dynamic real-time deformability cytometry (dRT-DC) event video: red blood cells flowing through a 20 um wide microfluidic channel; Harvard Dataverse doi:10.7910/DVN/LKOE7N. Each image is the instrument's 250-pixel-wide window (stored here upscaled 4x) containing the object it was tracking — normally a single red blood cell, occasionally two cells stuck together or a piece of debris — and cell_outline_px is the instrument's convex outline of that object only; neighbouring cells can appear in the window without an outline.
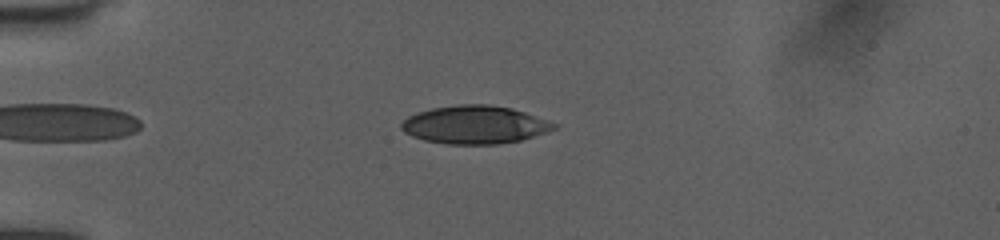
{"species": "human", "species_latin": "Homo sapiens", "temperature_condition": "room temperature", "stored_images_in_passage": 43, "camera_frame_rate_fps": 3000, "um_per_image_px": 0.085, "donor": {"sex": "female"}, "frame": {"image": 1, "passage_image": 6, "time_ms": 1.667, "image_size_px": [1000, 240], "cell_outline_px": [[556, 128], [520, 140], [496, 144], [448, 144], [424, 140], [412, 136], [404, 132], [400, 128], [400, 124], [408, 116], [416, 112], [432, 108], [456, 104], [488, 104], [512, 108], [524, 112], [556, 124]], "centroid_in_image_um": [40.28, 10.59], "position_along_channel_um": 44.7, "area_um2": 33.64}}
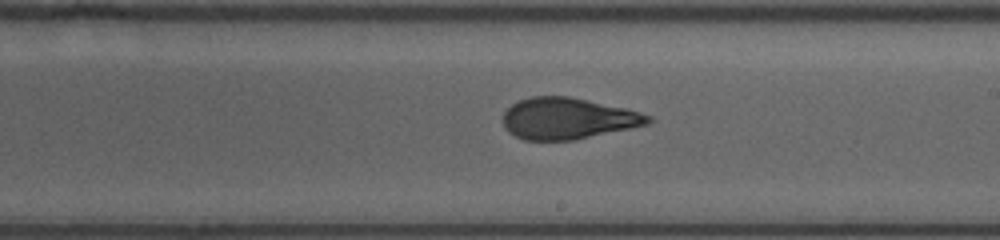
{"frame": {"image": 2, "passage_image": 23, "time_ms": 7.333, "image_size_px": [1000, 240], "cell_outline_px": [[652, 120], [648, 124], [572, 140], [524, 140], [508, 132], [504, 128], [504, 112], [512, 104], [520, 100], [532, 96], [568, 96], [628, 108], [652, 116]], "centroid_in_image_um": [48.26, 10.06], "position_along_channel_um": 240.7, "area_um2": 34.8}}
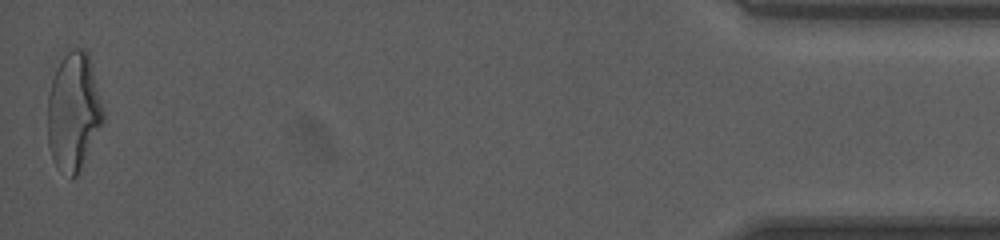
{"frame": {"image": 3, "passage_image": 43, "time_ms": 14.0, "image_size_px": [1000, 240], "cell_outline_px": [[104, 120], [76, 176], [72, 180], [52, 160], [48, 144], [48, 92], [56, 68], [60, 60], [72, 48], [84, 48], [88, 52], [104, 112]], "centroid_in_image_um": [6.24, 9.47], "position_along_channel_um": 429.0, "area_um2": 37.8}, "authors_computed_cell_mechanics": {"area_um2": 35.2002, "velocity_mm_per_s": 4.0514, "shape_relaxation_time_tau1_ms": 6.1667, "shape_relaxation_time_tau2_ms": 0.9666, "deformation_change_tau1": 0.2056, "deformation_change_tau2": 0.0757}}